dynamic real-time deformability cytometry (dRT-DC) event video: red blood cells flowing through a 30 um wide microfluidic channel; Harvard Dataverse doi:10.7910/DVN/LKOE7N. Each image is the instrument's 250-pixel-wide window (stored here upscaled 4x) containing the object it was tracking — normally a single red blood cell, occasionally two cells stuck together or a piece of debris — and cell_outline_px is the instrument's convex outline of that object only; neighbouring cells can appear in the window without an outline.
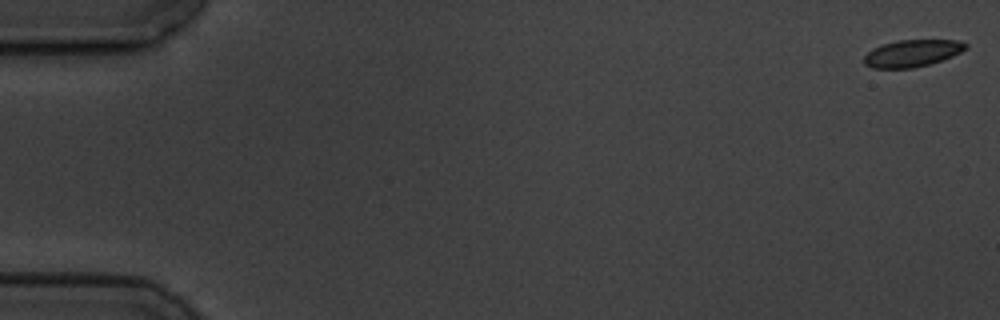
{"species": "common noctule bat (a hibernating species)", "species_latin": "Nyctalus noctula", "temperature_condition": "cold", "stored_images_in_passage": 7, "camera_frame_rate_fps": 3000, "um_per_image_px": 0.085, "animal": {"sex": "male", "body_mass_g": 19.5, "forearm_length_mm": 54.6}, "frame": {"image": 1, "passage_image": 1, "time_ms": 0.0, "image_size_px": [1000, 320], "cell_outline_px": [[968, 48], [952, 56], [928, 64], [912, 68], [872, 68], [864, 64], [864, 56], [872, 48], [896, 40], [960, 40], [968, 44]], "centroid_in_image_um": [77.53, 4.52], "position_along_channel_um": 7.5, "area_um2": 15.95}}
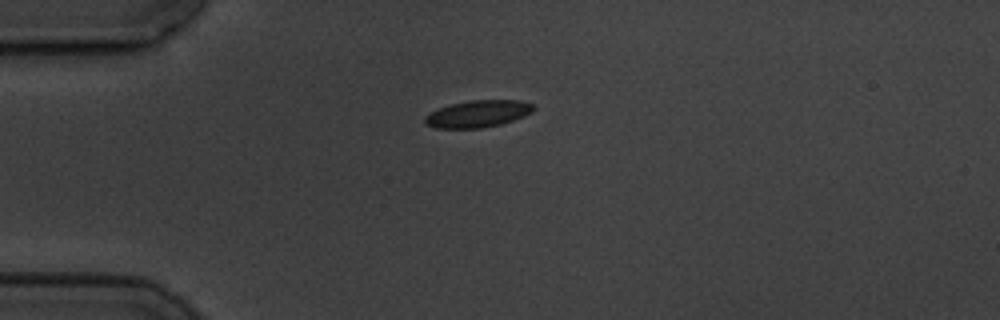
{"frame": {"image": 2, "passage_image": 5, "time_ms": 4.667, "image_size_px": [1000, 320], "cell_outline_px": [[536, 108], [532, 112], [524, 116], [500, 124], [480, 128], [436, 128], [424, 124], [424, 116], [440, 108], [452, 104], [472, 100], [520, 100], [532, 104]], "centroid_in_image_um": [40.63, 9.67], "position_along_channel_um": 44.4, "area_um2": 16.94}}
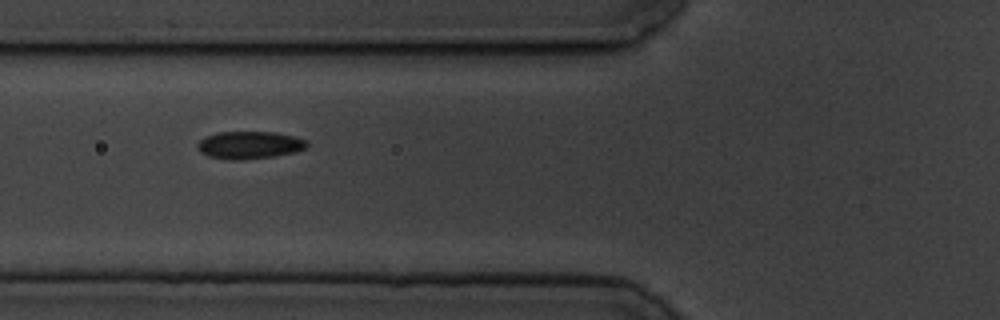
{"frame": {"image": 3, "passage_image": 7, "time_ms": 7.0, "image_size_px": [1000, 320], "cell_outline_px": [[308, 148], [296, 152], [272, 156], [236, 160], [228, 160], [208, 156], [200, 152], [196, 148], [196, 144], [200, 140], [208, 136], [220, 132], [276, 132], [296, 136], [308, 140]], "centroid_in_image_um": [21.24, 12.32], "position_along_channel_um": 104.6, "area_um2": 17.69}}